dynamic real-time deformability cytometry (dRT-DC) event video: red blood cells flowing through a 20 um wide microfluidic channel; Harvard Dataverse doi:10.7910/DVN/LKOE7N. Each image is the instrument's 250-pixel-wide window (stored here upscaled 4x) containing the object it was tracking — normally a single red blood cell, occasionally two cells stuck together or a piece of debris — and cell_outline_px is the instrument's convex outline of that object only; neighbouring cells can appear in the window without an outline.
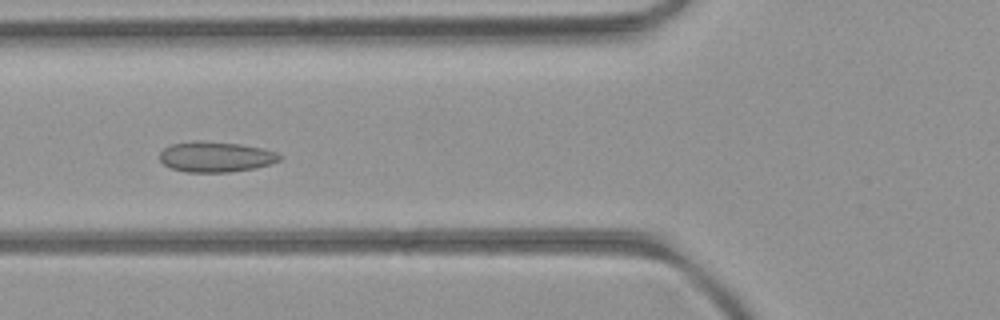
{"species": "common noctule bat (a hibernating species)", "species_latin": "Nyctalus noctula", "temperature_condition": "room temperature", "stored_images_in_passage": 37, "camera_frame_rate_fps": 3000, "um_per_image_px": 0.085, "animal": {"sex": "female", "body_mass_g": 21.9}, "frame": {"image": 1, "passage_image": 5, "time_ms": 1.333, "image_size_px": [1000, 320], "cell_outline_px": [[284, 156], [280, 160], [256, 168], [232, 172], [188, 172], [172, 168], [164, 164], [160, 160], [160, 152], [164, 148], [172, 144], [196, 140], [240, 144], [264, 148], [276, 152]], "centroid_in_image_um": [18.37, 13.32], "position_along_channel_um": 107.4, "area_um2": 21.33}}
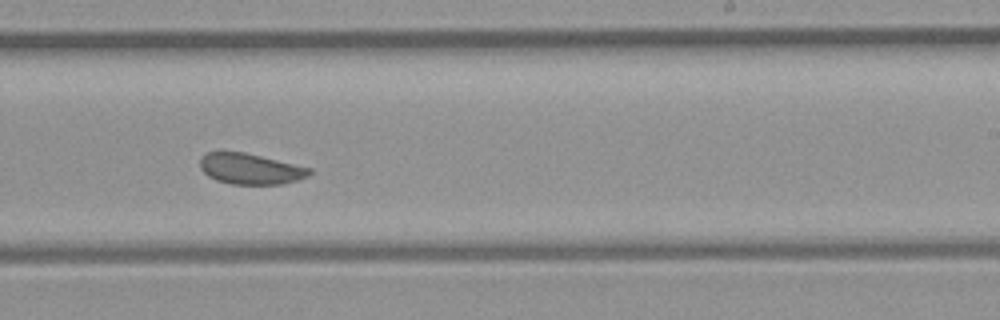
{"frame": {"image": 2, "passage_image": 17, "time_ms": 5.333, "image_size_px": [1000, 320], "cell_outline_px": [[312, 172], [308, 176], [284, 184], [232, 184], [216, 180], [208, 176], [200, 168], [200, 160], [208, 152], [244, 152], [312, 168]], "centroid_in_image_um": [21.3, 14.36], "position_along_channel_um": 267.7, "area_um2": 19.48}}
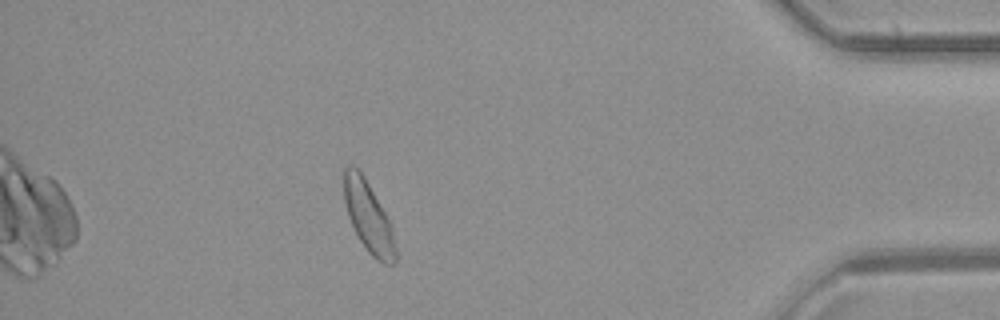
{"frame": {"image": 3, "passage_image": 31, "time_ms": 10.0, "image_size_px": [1000, 320], "cell_outline_px": [[396, 264], [384, 264], [376, 260], [368, 252], [360, 240], [348, 216], [344, 200], [344, 168], [348, 164], [352, 164], [364, 176], [392, 224], [396, 248]], "centroid_in_image_um": [31.34, 18.46], "position_along_channel_um": 403.9, "area_um2": 21.27}, "authors_computed_cell_mechanics": {"area_um2": 20.6346, "velocity_mm_per_s": 4.0045, "shape_relaxation_time_tau1_ms": 6.4187, "shape_relaxation_time_tau2_ms": 1.6488, "deformation_change_tau1": 0.0633, "deformation_change_tau2": 0.0658}}